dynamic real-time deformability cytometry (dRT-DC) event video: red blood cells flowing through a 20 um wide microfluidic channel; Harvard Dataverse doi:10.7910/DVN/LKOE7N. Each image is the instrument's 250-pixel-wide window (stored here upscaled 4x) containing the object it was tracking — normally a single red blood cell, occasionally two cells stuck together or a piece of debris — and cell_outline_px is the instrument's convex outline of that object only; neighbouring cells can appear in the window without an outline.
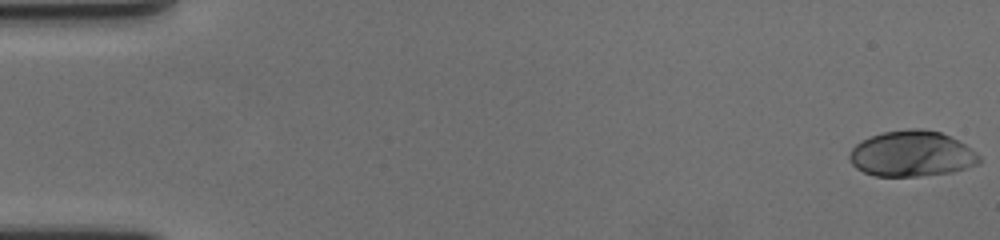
{"species": "human", "species_latin": "Homo sapiens", "temperature_condition": "cold", "stored_images_in_passage": 57, "camera_frame_rate_fps": 3000, "um_per_image_px": 0.085, "donor": {"sex": "female"}, "frame": {"image": 1, "passage_image": 1, "time_ms": 0.0, "image_size_px": [1000, 240], "cell_outline_px": [[980, 164], [952, 172], [916, 176], [876, 176], [864, 172], [856, 168], [852, 164], [848, 156], [852, 148], [856, 144], [872, 136], [884, 132], [912, 128], [916, 128], [940, 132], [964, 144], [980, 156]], "centroid_in_image_um": [77.49, 13.08], "position_along_channel_um": 7.5, "area_um2": 34.22}}
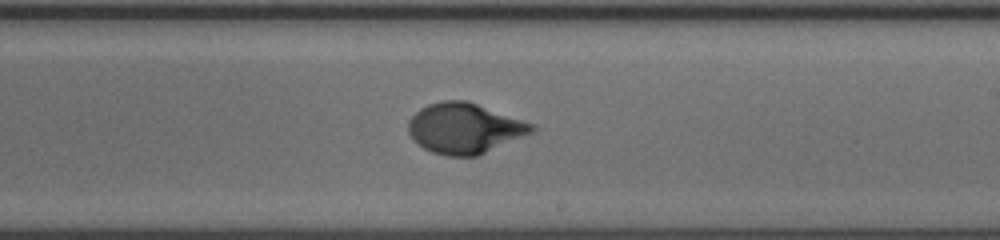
{"frame": {"image": 2, "passage_image": 36, "time_ms": 11.667, "image_size_px": [1000, 240], "cell_outline_px": [[536, 128], [532, 132], [476, 156], [444, 156], [432, 152], [424, 148], [408, 132], [408, 120], [420, 108], [428, 104], [440, 100], [468, 100], [536, 124]], "centroid_in_image_um": [39.49, 10.88], "position_along_channel_um": 249.5, "area_um2": 36.18}}
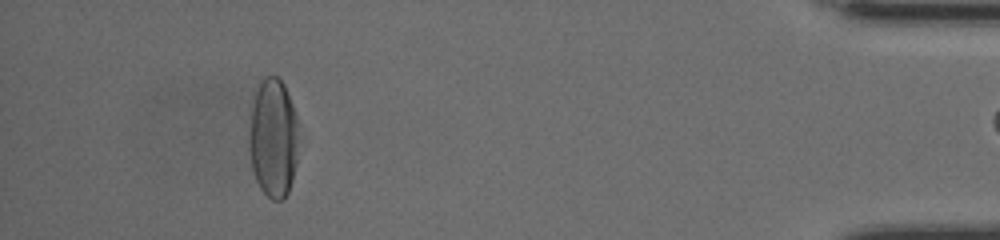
{"frame": {"image": 3, "passage_image": 55, "time_ms": 18.0, "image_size_px": [1000, 240], "cell_outline_px": [[296, 164], [292, 180], [288, 192], [284, 200], [272, 200], [260, 188], [256, 180], [252, 168], [248, 140], [248, 132], [252, 104], [260, 80], [264, 76], [276, 76], [284, 84], [292, 104], [296, 116]], "centroid_in_image_um": [23.19, 11.74], "position_along_channel_um": 412.0, "area_um2": 34.16}, "authors_computed_cell_mechanics": {"area_um2": 34.7956, "velocity_mm_per_s": 3.5086, "shape_relaxation_time_tau1_ms": 3.6715, "shape_relaxation_time_tau2_ms": null, "deformation_change_tau1": 0.1931, "deformation_change_tau2": null}}